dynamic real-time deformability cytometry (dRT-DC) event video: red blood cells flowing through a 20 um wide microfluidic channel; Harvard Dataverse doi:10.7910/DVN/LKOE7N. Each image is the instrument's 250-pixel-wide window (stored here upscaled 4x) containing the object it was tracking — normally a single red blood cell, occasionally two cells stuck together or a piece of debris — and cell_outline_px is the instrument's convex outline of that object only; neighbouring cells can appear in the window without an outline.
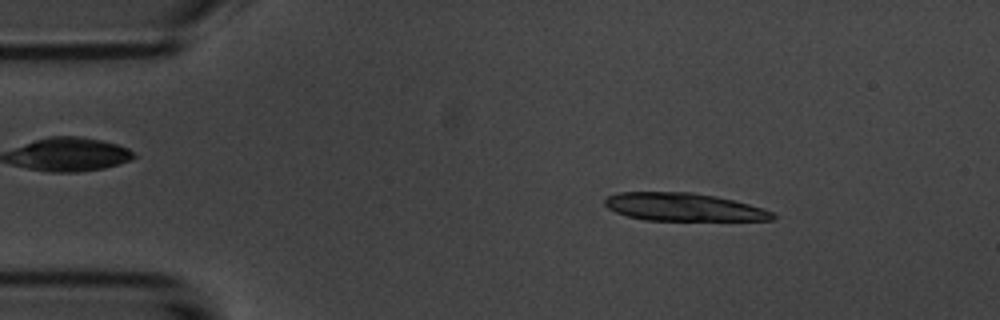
{"species": "common noctule bat (a hibernating species)", "species_latin": "Nyctalus noctula", "temperature_condition": "room temperature", "stored_images_in_passage": 4, "camera_frame_rate_fps": 3000, "um_per_image_px": 0.085, "animal": {"sex": "male", "body_mass_g": 20.1, "forearm_length_mm": 53.5}, "frame": {"image": 1, "passage_image": 2, "time_ms": 1.333, "image_size_px": [1000, 320], "cell_outline_px": [[776, 216], [772, 220], [644, 220], [628, 216], [616, 212], [608, 208], [604, 204], [604, 200], [608, 196], [620, 192], [692, 192], [716, 196], [748, 204], [772, 212]], "centroid_in_image_um": [58.06, 17.6], "position_along_channel_um": 26.9, "area_um2": 27.05}}